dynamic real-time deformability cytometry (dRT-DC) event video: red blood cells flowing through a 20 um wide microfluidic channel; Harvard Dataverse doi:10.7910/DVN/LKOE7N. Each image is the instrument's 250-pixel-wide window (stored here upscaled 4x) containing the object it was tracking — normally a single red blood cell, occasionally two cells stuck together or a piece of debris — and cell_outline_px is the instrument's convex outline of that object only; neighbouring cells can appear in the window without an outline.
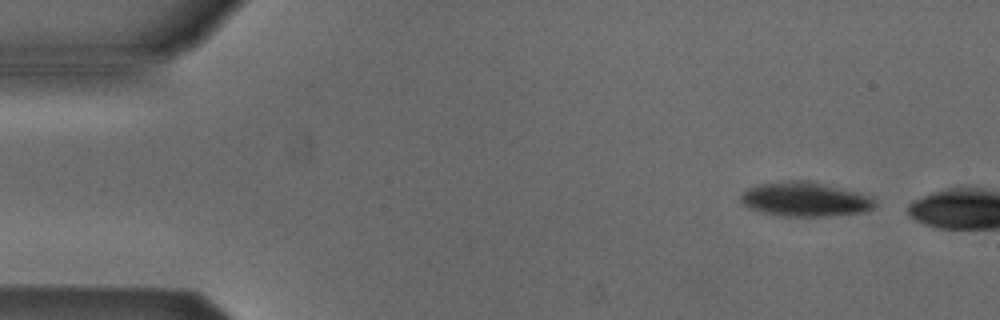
{"species": "Egyptian fruit bat (a non-hibernating species)", "species_latin": "Rousettus aegyptiacus", "temperature_condition": "cold", "stored_images_in_passage": 2, "camera_frame_rate_fps": 3000, "um_per_image_px": 0.085, "animal": {"sex": "male"}, "frame": {"image": 1, "passage_image": 2, "time_ms": 1.333, "image_size_px": [1000, 320], "cell_outline_px": [[876, 204], [872, 208], [864, 212], [824, 216], [784, 216], [764, 212], [752, 208], [744, 204], [740, 200], [740, 196], [744, 188], [756, 184], [792, 180], [800, 180], [840, 188], [872, 196], [876, 200]], "centroid_in_image_um": [68.41, 16.93], "position_along_channel_um": 16.6, "area_um2": 26.53}}